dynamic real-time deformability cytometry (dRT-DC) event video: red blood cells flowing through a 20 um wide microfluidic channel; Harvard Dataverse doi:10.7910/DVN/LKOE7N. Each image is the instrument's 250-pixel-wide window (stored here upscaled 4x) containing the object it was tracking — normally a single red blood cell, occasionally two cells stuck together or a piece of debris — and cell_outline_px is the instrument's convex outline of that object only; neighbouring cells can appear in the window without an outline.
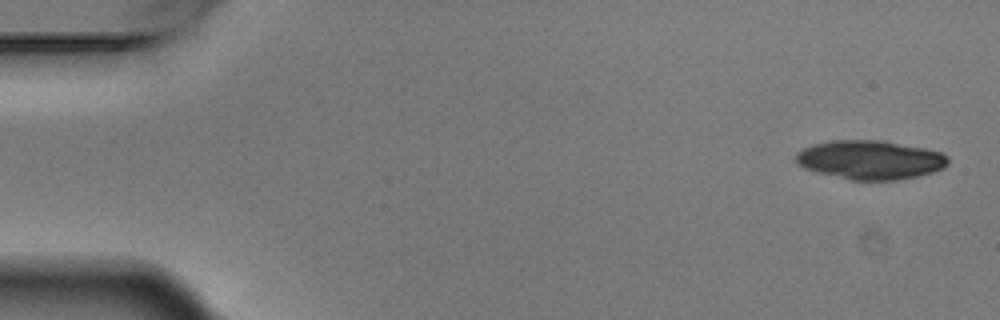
{"species": "Egyptian fruit bat (a non-hibernating species)", "species_latin": "Rousettus aegyptiacus", "temperature_condition": "warm", "stored_images_in_passage": 5, "camera_frame_rate_fps": 3000, "um_per_image_px": 0.085, "animal": {"sex": "male"}, "frame": {"image": 1, "passage_image": 1, "time_ms": 0.0, "image_size_px": [1000, 320], "cell_outline_px": [[948, 164], [944, 168], [932, 172], [916, 176], [896, 180], [852, 180], [816, 172], [804, 168], [796, 164], [796, 152], [812, 144], [832, 140], [880, 140], [924, 148], [940, 152], [948, 156]], "centroid_in_image_um": [73.94, 13.58], "position_along_channel_um": 11.1, "area_um2": 34.51}}